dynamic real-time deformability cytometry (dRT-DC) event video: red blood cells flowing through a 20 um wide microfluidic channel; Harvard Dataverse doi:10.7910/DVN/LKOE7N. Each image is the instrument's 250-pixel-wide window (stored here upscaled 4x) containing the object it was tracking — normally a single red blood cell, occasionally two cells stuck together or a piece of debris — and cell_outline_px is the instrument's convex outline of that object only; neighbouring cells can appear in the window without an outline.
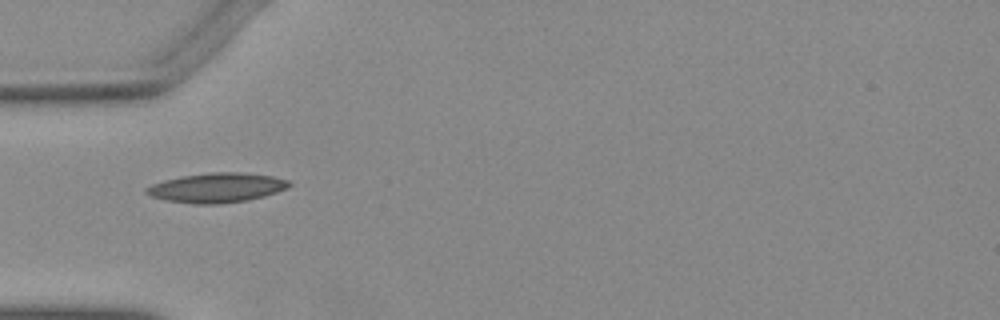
{"species": "Egyptian fruit bat (a non-hibernating species)", "species_latin": "Rousettus aegyptiacus", "temperature_condition": "warm", "stored_images_in_passage": 17, "camera_frame_rate_fps": 3000, "um_per_image_px": 0.085, "animal": {"sex": "female"}, "frame": {"image": 1, "passage_image": 1, "time_ms": 0.0, "image_size_px": [1000, 320], "cell_outline_px": [[292, 184], [288, 188], [264, 196], [244, 200], [216, 204], [196, 204], [168, 200], [152, 196], [144, 192], [152, 184], [164, 180], [180, 176], [208, 172], [240, 172], [272, 176], [288, 180]], "centroid_in_image_um": [18.44, 15.94], "position_along_channel_um": 66.6, "area_um2": 24.33}}
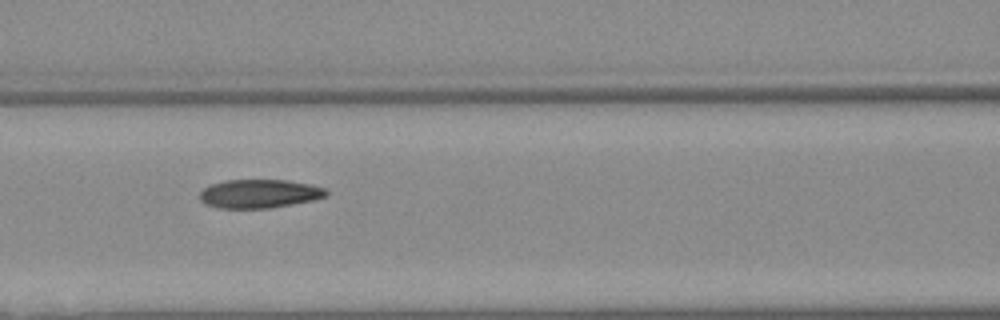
{"frame": {"image": 2, "passage_image": 7, "time_ms": 2.0, "image_size_px": [1000, 320], "cell_outline_px": [[328, 196], [312, 200], [268, 208], [220, 208], [208, 204], [200, 200], [200, 192], [204, 188], [212, 184], [224, 180], [288, 180], [308, 184], [324, 188], [328, 192]], "centroid_in_image_um": [22.04, 16.46], "position_along_channel_um": 144.6, "area_um2": 20.87}}
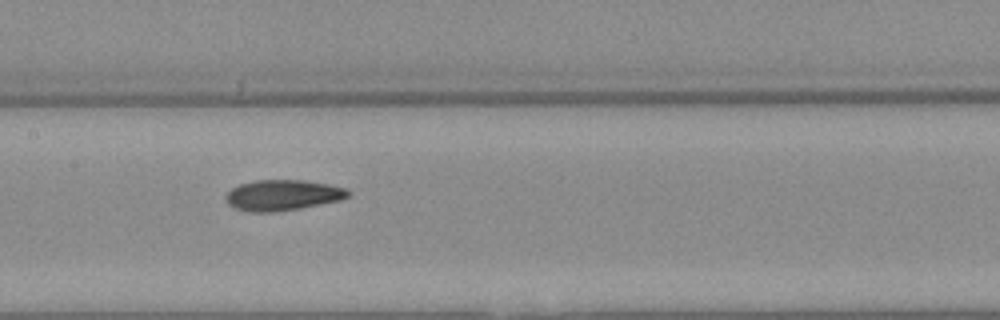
{"frame": {"image": 3, "passage_image": 10, "time_ms": 3.0, "image_size_px": [1000, 320], "cell_outline_px": [[352, 192], [348, 196], [340, 200], [296, 208], [272, 212], [248, 212], [232, 208], [224, 200], [224, 196], [232, 188], [240, 184], [256, 180], [304, 180], [328, 184], [344, 188]], "centroid_in_image_um": [23.96, 16.58], "position_along_channel_um": 183.4, "area_um2": 21.79}}